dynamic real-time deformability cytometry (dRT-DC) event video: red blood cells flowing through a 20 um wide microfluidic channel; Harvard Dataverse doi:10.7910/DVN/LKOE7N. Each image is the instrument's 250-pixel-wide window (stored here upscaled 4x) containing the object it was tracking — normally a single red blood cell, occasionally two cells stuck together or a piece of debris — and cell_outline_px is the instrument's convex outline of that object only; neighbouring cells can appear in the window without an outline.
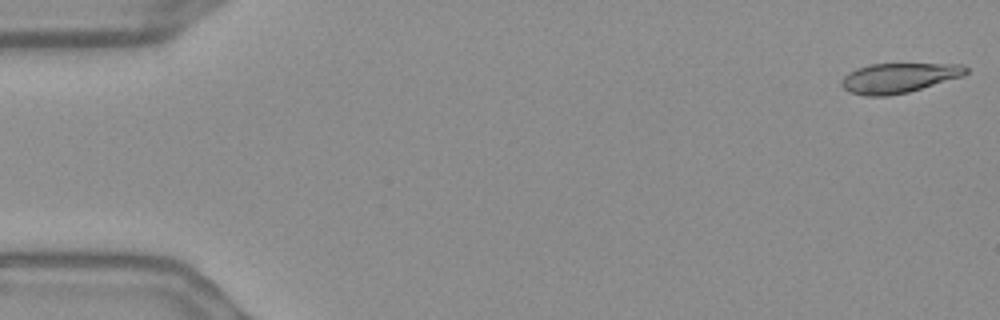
{"species": "Egyptian fruit bat (a non-hibernating species)", "species_latin": "Rousettus aegyptiacus", "temperature_condition": "warm", "stored_images_in_passage": 55, "camera_frame_rate_fps": 3000, "um_per_image_px": 0.085, "frame": {"image": 1, "passage_image": 1, "time_ms": 0.0, "image_size_px": [1000, 320], "cell_outline_px": [[968, 72], [964, 76], [908, 92], [888, 96], [864, 96], [848, 92], [840, 84], [840, 80], [848, 72], [856, 68], [868, 64], [964, 64], [968, 68]], "centroid_in_image_um": [76.37, 6.62], "position_along_channel_um": 8.6, "area_um2": 21.85}}
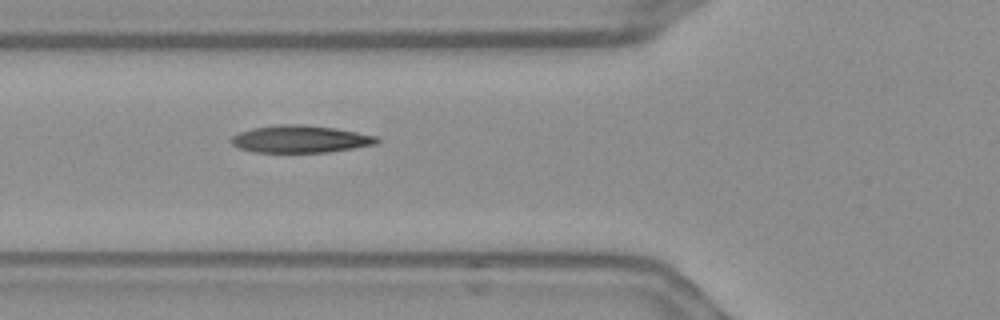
{"frame": {"image": 2, "passage_image": 20, "time_ms": 6.333, "image_size_px": [1000, 320], "cell_outline_px": [[380, 140], [376, 144], [328, 152], [252, 152], [240, 148], [232, 144], [228, 140], [232, 136], [240, 132], [252, 128], [276, 124], [300, 124], [336, 128], [380, 136]], "centroid_in_image_um": [25.53, 11.81], "position_along_channel_um": 100.3, "area_um2": 23.35}}
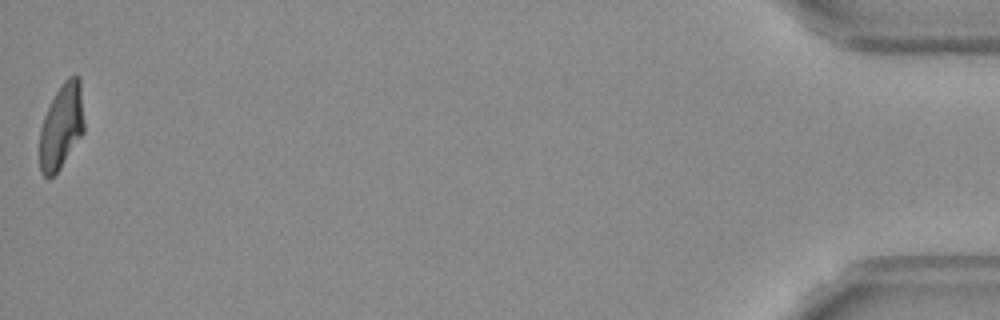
{"frame": {"image": 3, "passage_image": 55, "time_ms": 18.0, "image_size_px": [1000, 320], "cell_outline_px": [[84, 132], [60, 168], [48, 180], [40, 172], [40, 128], [44, 116], [56, 92], [64, 80], [68, 76], [80, 76], [84, 120]], "centroid_in_image_um": [5.23, 10.74], "position_along_channel_um": 430.0, "area_um2": 22.08}, "authors_computed_cell_mechanics": {"area_um2": 22.8888, "velocity_mm_per_s": 3.6644, "shape_relaxation_time_tau1_ms": 7.5936, "shape_relaxation_time_tau2_ms": 1.8131, "deformation_change_tau1": 0.2394, "deformation_change_tau2": 0.0908}}